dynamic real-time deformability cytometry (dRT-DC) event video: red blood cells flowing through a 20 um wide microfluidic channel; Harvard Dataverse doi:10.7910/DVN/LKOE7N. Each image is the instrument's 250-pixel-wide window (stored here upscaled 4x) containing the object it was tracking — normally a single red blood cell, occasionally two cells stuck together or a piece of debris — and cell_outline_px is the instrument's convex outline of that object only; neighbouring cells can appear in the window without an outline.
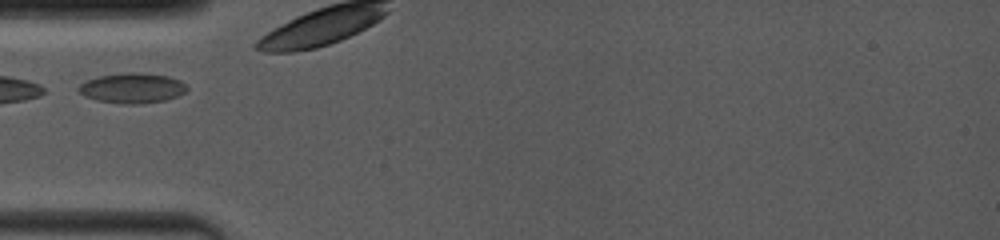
{"species": "common noctule bat (a hibernating species)", "species_latin": "Nyctalus noctula", "temperature_condition": "room temperature", "stored_images_in_passage": 15, "camera_frame_rate_fps": 4000, "um_per_image_px": 0.085, "animal": {"sex": "female", "body_mass_g": 19.0, "forearm_length_mm": 53.3}, "frame": {"image": 1, "passage_image": 1, "time_ms": 0.0, "image_size_px": [1000, 240], "cell_outline_px": [[188, 88], [184, 92], [176, 96], [164, 100], [140, 104], [124, 104], [96, 100], [84, 96], [76, 88], [80, 84], [88, 80], [100, 76], [128, 72], [140, 72], [168, 76], [180, 80]], "centroid_in_image_um": [11.22, 7.48], "position_along_channel_um": 73.8, "area_um2": 18.9}}